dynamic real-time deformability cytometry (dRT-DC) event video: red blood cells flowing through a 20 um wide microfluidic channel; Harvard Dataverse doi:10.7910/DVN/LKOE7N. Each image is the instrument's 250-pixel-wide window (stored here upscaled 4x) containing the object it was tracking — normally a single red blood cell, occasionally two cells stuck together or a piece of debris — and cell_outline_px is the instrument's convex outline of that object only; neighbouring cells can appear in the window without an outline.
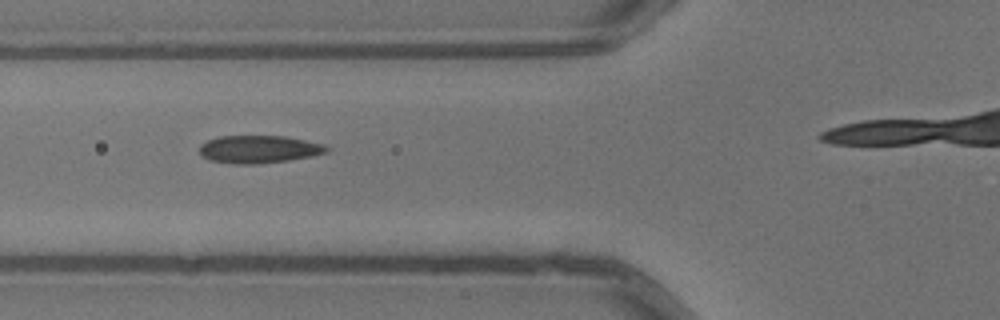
{"species": "common noctule bat (a hibernating species)", "species_latin": "Nyctalus noctula", "temperature_condition": "warm", "stored_images_in_passage": 6, "segment_of_instrument_passage": [1, 2], "camera_frame_rate_fps": 3000, "um_per_image_px": 0.085, "animal": {"sex": "male", "body_mass_g": 13.3}, "frame": {"image": 1, "passage_image": 4, "time_ms": 1.0, "image_size_px": [1000, 320], "cell_outline_px": [[328, 152], [312, 156], [288, 160], [256, 164], [232, 164], [208, 160], [200, 156], [200, 144], [208, 140], [220, 136], [284, 136], [324, 144], [328, 148]], "centroid_in_image_um": [21.97, 12.69], "position_along_channel_um": 103.8, "area_um2": 20.58}}
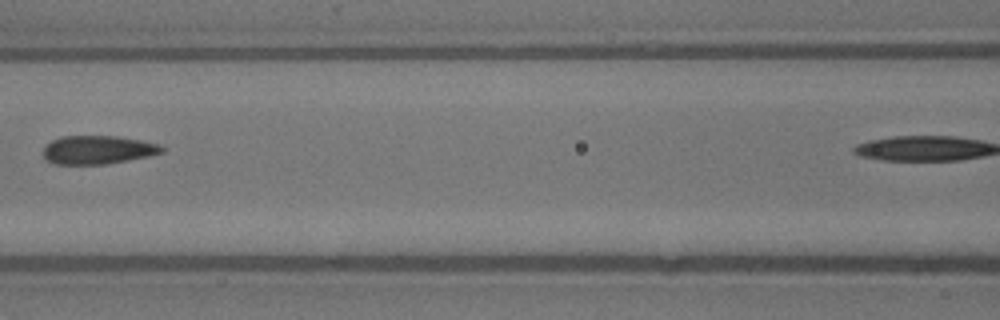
{"frame": {"image": 2, "passage_image": 5, "time_ms": 1.333, "image_size_px": [1000, 320], "cell_outline_px": [[164, 152], [148, 156], [128, 160], [104, 164], [56, 164], [44, 160], [44, 148], [52, 140], [60, 136], [116, 136], [140, 140], [160, 144], [164, 148]], "centroid_in_image_um": [8.31, 12.73], "position_along_channel_um": 158.3, "area_um2": 19.65}}